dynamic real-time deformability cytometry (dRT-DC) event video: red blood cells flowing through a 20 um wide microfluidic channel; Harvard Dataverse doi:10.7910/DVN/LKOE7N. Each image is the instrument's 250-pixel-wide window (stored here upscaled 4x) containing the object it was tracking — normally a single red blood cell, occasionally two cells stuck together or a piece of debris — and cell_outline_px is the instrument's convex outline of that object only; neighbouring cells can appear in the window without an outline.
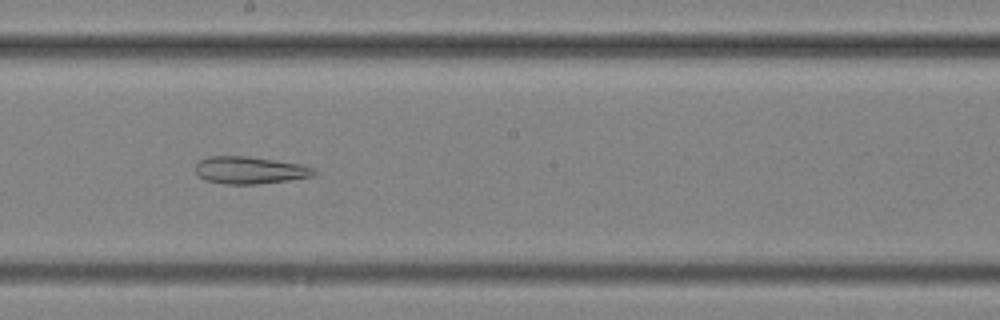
{"species": "common noctule bat (a hibernating species)", "species_latin": "Nyctalus noctula", "temperature_condition": "cold", "stored_images_in_passage": 57, "segment_of_instrument_passage": [2, 2], "camera_frame_rate_fps": 3000, "um_per_image_px": 0.085, "animal": {"sex": "female", "body_mass_g": 25.1}, "frame": {"image": 1, "passage_image": 32, "time_ms": 10.333, "image_size_px": [1000, 320], "cell_outline_px": [[320, 172], [312, 176], [288, 180], [256, 184], [224, 184], [204, 180], [196, 172], [196, 164], [200, 160], [208, 156], [248, 156], [300, 164], [312, 168]], "centroid_in_image_um": [21.22, 14.46], "position_along_channel_um": 227.0, "area_um2": 18.79}}
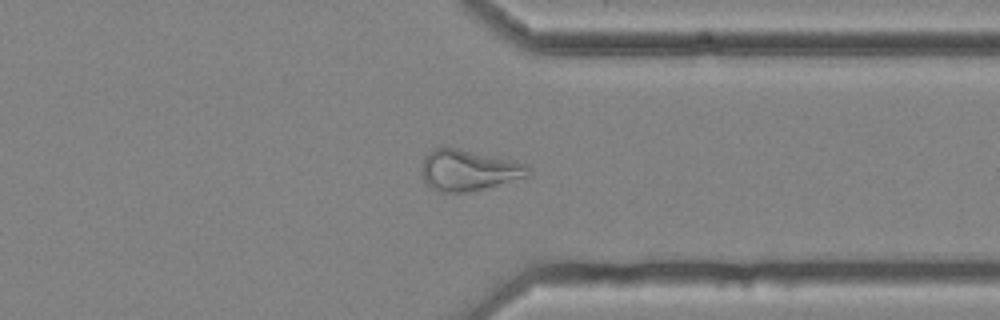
{"frame": {"image": 2, "passage_image": 44, "time_ms": 14.333, "image_size_px": [1000, 320], "cell_outline_px": [[532, 172], [528, 176], [464, 192], [440, 192], [424, 184], [420, 172], [420, 168], [424, 156], [428, 152], [436, 148], [456, 148], [516, 160], [528, 164]], "centroid_in_image_um": [39.79, 14.45], "position_along_channel_um": 371.6, "area_um2": 25.43}}